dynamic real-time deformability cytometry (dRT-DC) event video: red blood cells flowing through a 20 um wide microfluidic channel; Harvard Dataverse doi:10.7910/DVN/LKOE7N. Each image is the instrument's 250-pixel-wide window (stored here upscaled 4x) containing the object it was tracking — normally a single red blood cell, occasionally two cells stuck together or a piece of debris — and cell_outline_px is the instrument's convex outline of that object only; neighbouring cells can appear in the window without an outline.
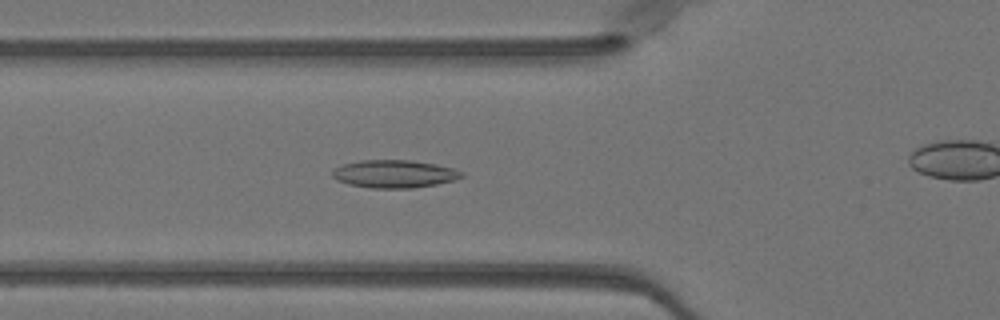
{"species": "Egyptian fruit bat (a non-hibernating species)", "species_latin": "Rousettus aegyptiacus", "temperature_condition": "warm", "stored_images_in_passage": 45, "camera_frame_rate_fps": 3000, "um_per_image_px": 0.085, "animal": {"sex": "female"}, "frame": {"image": 1, "passage_image": 12, "time_ms": 3.667, "image_size_px": [1000, 320], "cell_outline_px": [[464, 176], [452, 180], [436, 184], [412, 188], [372, 188], [348, 184], [336, 180], [332, 176], [332, 172], [336, 168], [344, 164], [360, 160], [412, 160], [436, 164], [452, 168], [464, 172]], "centroid_in_image_um": [33.51, 14.78], "position_along_channel_um": 92.3, "area_um2": 20.87}}
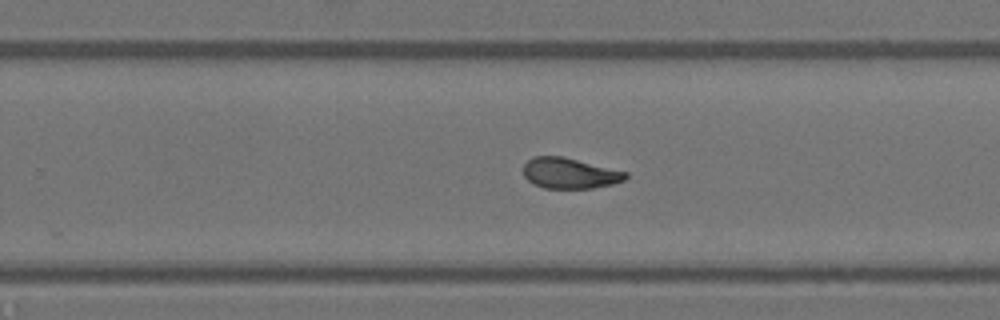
{"frame": {"image": 2, "passage_image": 26, "time_ms": 8.333, "image_size_px": [1000, 320], "cell_outline_px": [[628, 176], [624, 180], [612, 184], [592, 188], [544, 188], [532, 184], [524, 176], [524, 164], [532, 156], [564, 156], [628, 172]], "centroid_in_image_um": [48.42, 14.71], "position_along_channel_um": 281.4, "area_um2": 18.38}}
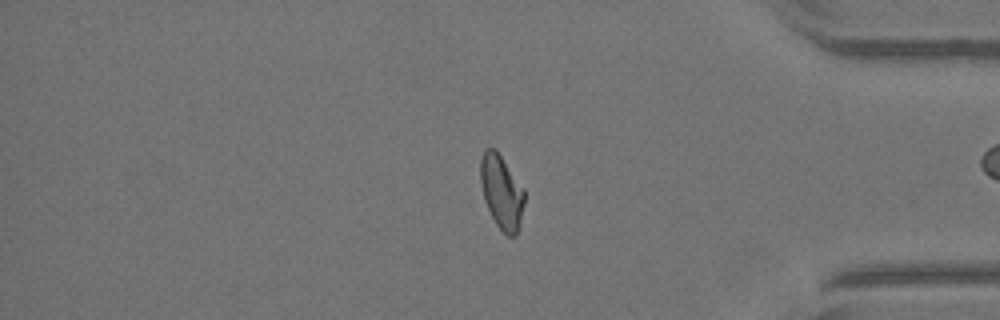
{"frame": {"image": 3, "passage_image": 36, "time_ms": 11.667, "image_size_px": [1000, 320], "cell_outline_px": [[524, 204], [520, 224], [516, 236], [508, 236], [496, 224], [484, 200], [480, 180], [480, 160], [484, 148], [496, 148], [524, 188]], "centroid_in_image_um": [42.63, 16.28], "position_along_channel_um": 392.6, "area_um2": 19.02}, "authors_computed_cell_mechanics": {"area_um2": 19.2474, "velocity_mm_per_s": 4.0483, "shape_relaxation_time_tau1_ms": 6.6208, "shape_relaxation_time_tau2_ms": 1.6408, "deformation_change_tau1": 0.1587, "deformation_change_tau2": 0.0765}}